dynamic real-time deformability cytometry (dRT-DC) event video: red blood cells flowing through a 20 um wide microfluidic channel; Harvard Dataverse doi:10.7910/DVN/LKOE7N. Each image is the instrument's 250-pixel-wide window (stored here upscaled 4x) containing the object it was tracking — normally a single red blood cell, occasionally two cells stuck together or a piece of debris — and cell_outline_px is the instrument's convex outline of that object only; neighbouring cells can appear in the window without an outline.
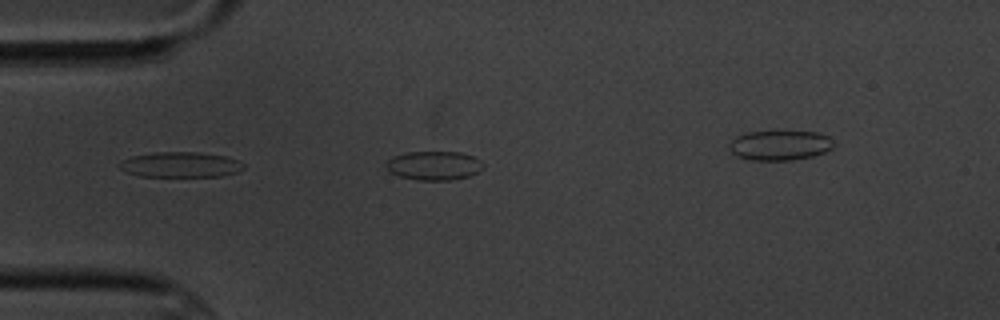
{"species": "common noctule bat (a hibernating species)", "species_latin": "Nyctalus noctula", "temperature_condition": "cold", "stored_images_in_passage": 5, "camera_frame_rate_fps": 3000, "um_per_image_px": 0.085, "animal": {"sex": "male", "body_mass_g": 20.1, "forearm_length_mm": 53.5}, "frame": {"image": 1, "passage_image": 4, "time_ms": 4.0, "image_size_px": [1000, 320], "cell_outline_px": [[484, 164], [476, 172], [468, 176], [448, 180], [416, 180], [400, 176], [388, 172], [384, 164], [392, 156], [408, 152], [460, 152], [472, 156], [480, 160]], "centroid_in_image_um": [36.82, 14.07], "position_along_channel_um": 48.2, "area_um2": 16.3}}